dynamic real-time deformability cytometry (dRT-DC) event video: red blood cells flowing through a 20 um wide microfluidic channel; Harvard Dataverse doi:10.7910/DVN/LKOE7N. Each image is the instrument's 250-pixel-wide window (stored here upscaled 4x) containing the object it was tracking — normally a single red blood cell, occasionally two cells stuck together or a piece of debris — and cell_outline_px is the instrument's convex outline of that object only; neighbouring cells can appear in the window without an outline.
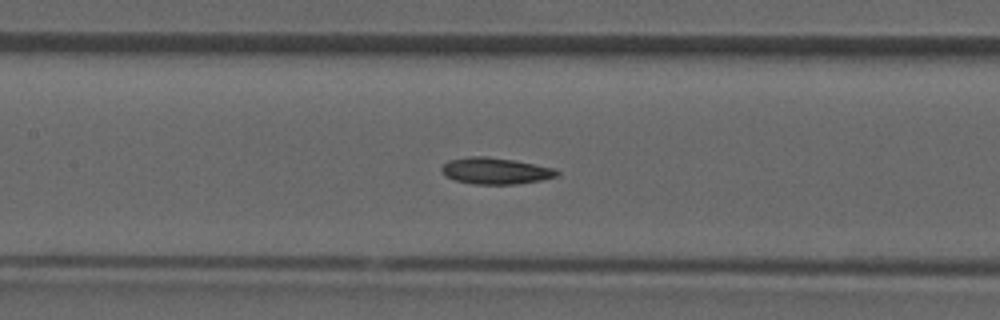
{"species": "common noctule bat (a hibernating species)", "species_latin": "Nyctalus noctula", "temperature_condition": "room temperature", "stored_images_in_passage": 42, "camera_frame_rate_fps": 3000, "um_per_image_px": 0.085, "animal": {"sex": "male", "forearm_length_mm": 52.5}, "frame": {"image": 1, "passage_image": 19, "time_ms": 6.0, "image_size_px": [1000, 320], "cell_outline_px": [[560, 172], [556, 176], [540, 180], [516, 184], [476, 184], [456, 180], [444, 176], [440, 168], [448, 160], [468, 156], [488, 156], [516, 160], [556, 168]], "centroid_in_image_um": [42.11, 14.51], "position_along_channel_um": 165.3, "area_um2": 17.92}}